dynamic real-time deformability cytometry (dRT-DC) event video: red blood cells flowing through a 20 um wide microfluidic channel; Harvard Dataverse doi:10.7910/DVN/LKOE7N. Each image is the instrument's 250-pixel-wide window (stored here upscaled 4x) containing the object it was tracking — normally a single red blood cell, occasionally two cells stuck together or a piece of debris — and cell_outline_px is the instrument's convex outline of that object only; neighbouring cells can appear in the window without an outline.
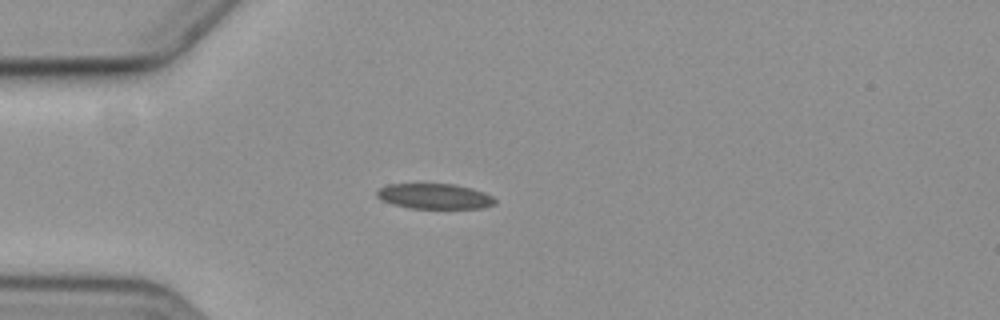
{"species": "common noctule bat (a hibernating species)", "species_latin": "Nyctalus noctula", "temperature_condition": "cold", "stored_images_in_passage": 4, "camera_frame_rate_fps": 3000, "um_per_image_px": 0.085, "animal": {"sex": "female", "body_mass_g": 19.3, "forearm_length_mm": 54.1}, "frame": {"image": 1, "passage_image": 4, "time_ms": 4.333, "image_size_px": [1000, 320], "cell_outline_px": [[496, 204], [484, 208], [412, 208], [392, 204], [380, 200], [376, 196], [376, 192], [380, 188], [388, 184], [452, 184], [484, 192], [492, 196], [496, 200]], "centroid_in_image_um": [36.92, 16.69], "position_along_channel_um": 48.1, "area_um2": 17.34}}